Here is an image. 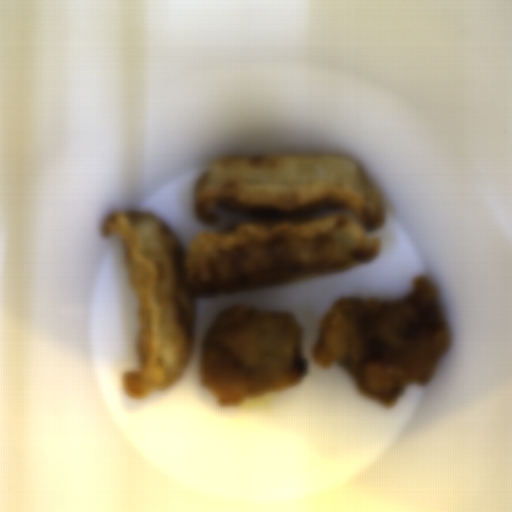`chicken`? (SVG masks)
Wrapping results in <instances>:
<instances>
[{
  "mask_svg": "<svg viewBox=\"0 0 512 512\" xmlns=\"http://www.w3.org/2000/svg\"><path fill=\"white\" fill-rule=\"evenodd\" d=\"M303 330L290 311L223 308L202 344L199 383L222 407L291 389L308 375Z\"/></svg>",
  "mask_w": 512,
  "mask_h": 512,
  "instance_id": "obj_2",
  "label": "chicken"
},
{
  "mask_svg": "<svg viewBox=\"0 0 512 512\" xmlns=\"http://www.w3.org/2000/svg\"><path fill=\"white\" fill-rule=\"evenodd\" d=\"M411 296L400 301L344 295L318 322L320 336L311 357L322 368H345L358 390L390 409L410 384H430L451 335L438 302L437 285L412 278Z\"/></svg>",
  "mask_w": 512,
  "mask_h": 512,
  "instance_id": "obj_1",
  "label": "chicken"
}]
</instances>
